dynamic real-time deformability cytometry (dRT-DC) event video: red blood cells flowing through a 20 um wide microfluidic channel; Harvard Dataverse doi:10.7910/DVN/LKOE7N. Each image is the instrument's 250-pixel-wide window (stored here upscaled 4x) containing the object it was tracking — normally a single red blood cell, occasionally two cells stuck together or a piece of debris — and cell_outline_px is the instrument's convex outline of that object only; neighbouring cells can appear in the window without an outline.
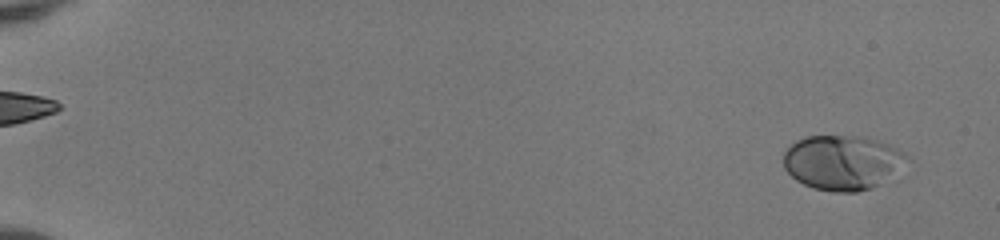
{"species": "human", "species_latin": "Homo sapiens", "temperature_condition": "room temperature", "stored_images_in_passage": 52, "camera_frame_rate_fps": 3000, "um_per_image_px": 0.085, "donor": {"sex": "female"}, "frame": {"image": 1, "passage_image": 3, "time_ms": 0.667, "image_size_px": [1000, 240], "cell_outline_px": [[912, 160], [900, 176], [896, 180], [872, 188], [856, 192], [832, 192], [812, 188], [796, 180], [784, 168], [784, 152], [796, 140], [804, 136], [868, 136], [888, 144], [904, 152]], "centroid_in_image_um": [71.75, 13.83], "position_along_channel_um": 13.2, "area_um2": 40.81}}
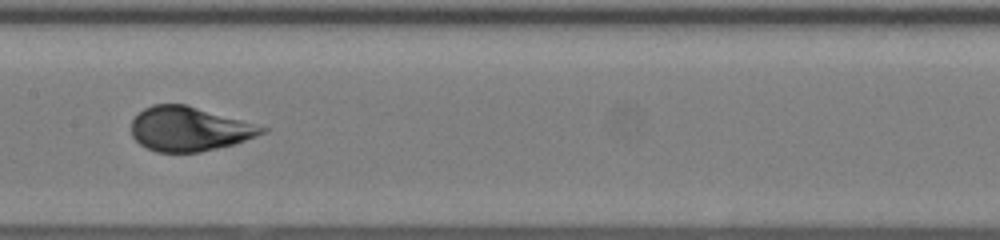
{"frame": {"image": 2, "passage_image": 29, "time_ms": 9.333, "image_size_px": [1000, 240], "cell_outline_px": [[268, 132], [232, 144], [200, 152], [156, 152], [140, 144], [132, 136], [132, 120], [144, 108], [152, 104], [188, 104], [268, 128]], "centroid_in_image_um": [16.07, 10.95], "position_along_channel_um": 191.3, "area_um2": 33.52}}
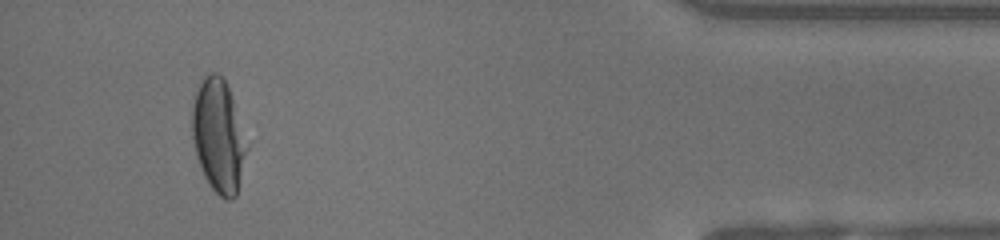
{"frame": {"image": 3, "passage_image": 49, "time_ms": 16.0, "image_size_px": [1000, 240], "cell_outline_px": [[248, 148], [236, 196], [232, 200], [228, 200], [220, 196], [212, 188], [204, 176], [196, 156], [192, 136], [192, 104], [200, 80], [208, 72], [216, 72], [224, 76], [248, 144]], "centroid_in_image_um": [18.56, 11.53], "position_along_channel_um": 416.6, "area_um2": 36.07}, "authors_computed_cell_mechanics": {"area_um2": 35.3447, "velocity_mm_per_s": 4.0954, "shape_relaxation_time_tau1_ms": 3.5234, "shape_relaxation_time_tau2_ms": null, "deformation_change_tau1": 0.1772, "deformation_change_tau2": null}}